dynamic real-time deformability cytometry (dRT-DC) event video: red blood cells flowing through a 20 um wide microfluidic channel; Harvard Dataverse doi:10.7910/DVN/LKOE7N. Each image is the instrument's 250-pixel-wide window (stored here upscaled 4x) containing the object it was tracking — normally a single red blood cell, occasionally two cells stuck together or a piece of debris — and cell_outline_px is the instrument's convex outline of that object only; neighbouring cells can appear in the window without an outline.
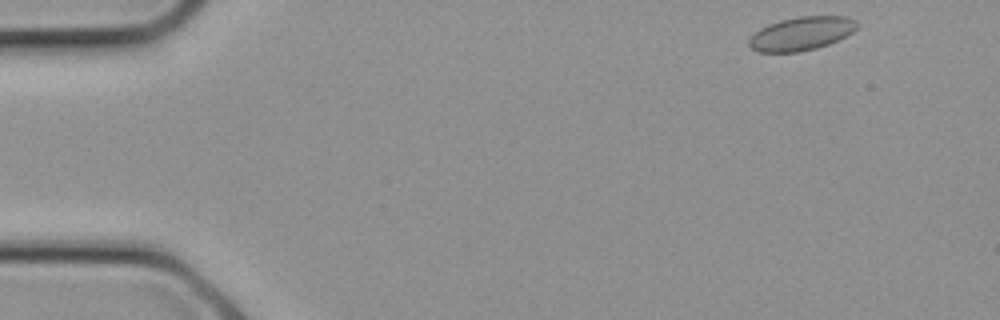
{"species": "common noctule bat (a hibernating species)", "species_latin": "Nyctalus noctula", "temperature_condition": "cold", "stored_images_in_passage": 14, "camera_frame_rate_fps": 3000, "um_per_image_px": 0.085, "animal": {"sex": "female", "body_mass_g": 21.9}, "frame": {"image": 1, "passage_image": 1, "time_ms": 0.0, "image_size_px": [1000, 320], "cell_outline_px": [[860, 24], [852, 32], [828, 44], [816, 48], [796, 52], [756, 52], [748, 44], [748, 40], [760, 28], [768, 24], [780, 20], [800, 16], [848, 16], [856, 20]], "centroid_in_image_um": [68.12, 2.84], "position_along_channel_um": 16.9, "area_um2": 21.04}}
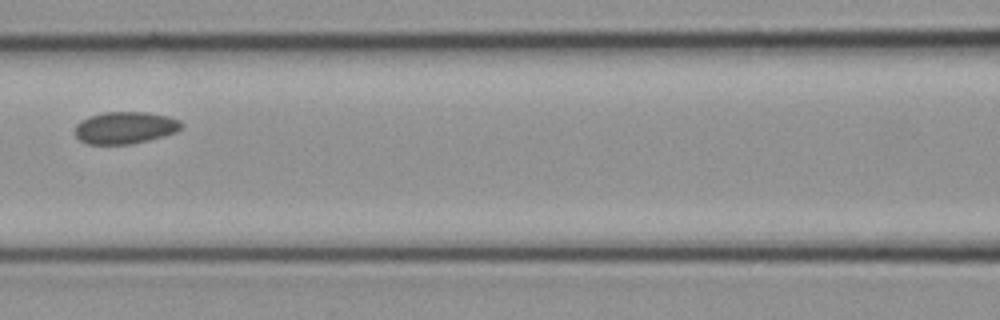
{"frame": {"image": 2, "passage_image": 10, "time_ms": 3.0, "image_size_px": [1000, 320], "cell_outline_px": [[184, 124], [176, 132], [164, 136], [132, 144], [88, 144], [80, 140], [76, 136], [76, 124], [80, 120], [88, 116], [104, 112], [148, 112], [168, 116], [180, 120]], "centroid_in_image_um": [10.64, 10.85], "position_along_channel_um": 156.0, "area_um2": 20.0}}
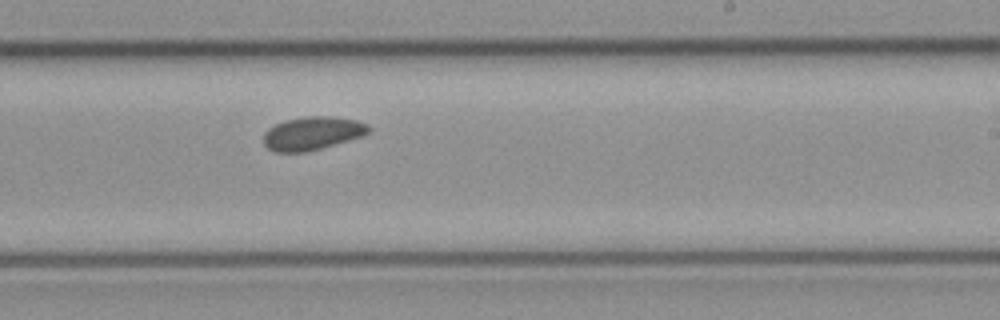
{"frame": {"image": 3, "passage_image": 14, "time_ms": 4.333, "image_size_px": [1000, 320], "cell_outline_px": [[372, 128], [368, 132], [360, 136], [348, 140], [308, 152], [272, 152], [264, 144], [264, 132], [268, 128], [284, 120], [304, 116], [332, 116], [356, 120], [368, 124]], "centroid_in_image_um": [26.52, 11.32], "position_along_channel_um": 262.5, "area_um2": 20.46}}